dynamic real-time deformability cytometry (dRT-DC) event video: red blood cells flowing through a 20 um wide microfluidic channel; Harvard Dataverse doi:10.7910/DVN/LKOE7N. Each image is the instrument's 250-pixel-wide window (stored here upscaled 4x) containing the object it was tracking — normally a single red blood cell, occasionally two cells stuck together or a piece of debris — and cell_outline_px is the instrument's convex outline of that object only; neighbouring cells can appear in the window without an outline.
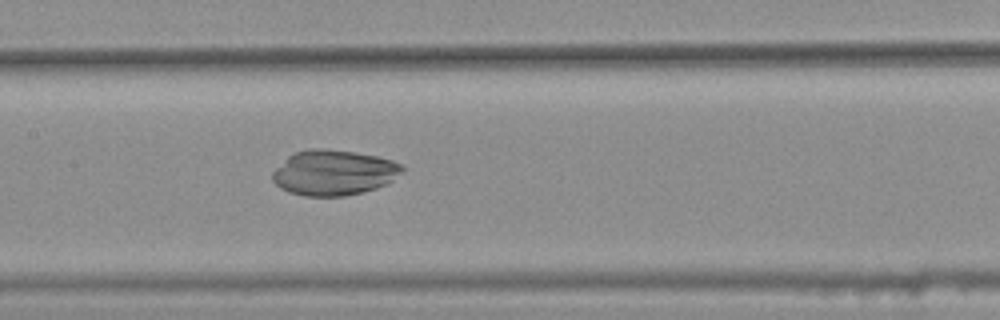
{"species": "common noctule bat (a hibernating species)", "species_latin": "Nyctalus noctula", "temperature_condition": "warm", "stored_images_in_passage": 28, "camera_frame_rate_fps": 3000, "um_per_image_px": 0.085, "animal": {"sex": "female", "body_mass_g": 25.1}, "frame": {"image": 1, "passage_image": 9, "time_ms": 2.667, "image_size_px": [1000, 320], "cell_outline_px": [[404, 172], [388, 184], [376, 188], [344, 196], [304, 196], [288, 192], [280, 188], [272, 180], [272, 172], [288, 156], [296, 152], [308, 148], [324, 148], [356, 152], [376, 156], [392, 160], [400, 164], [404, 168]], "centroid_in_image_um": [28.37, 14.67], "position_along_channel_um": 179.0, "area_um2": 34.45}}
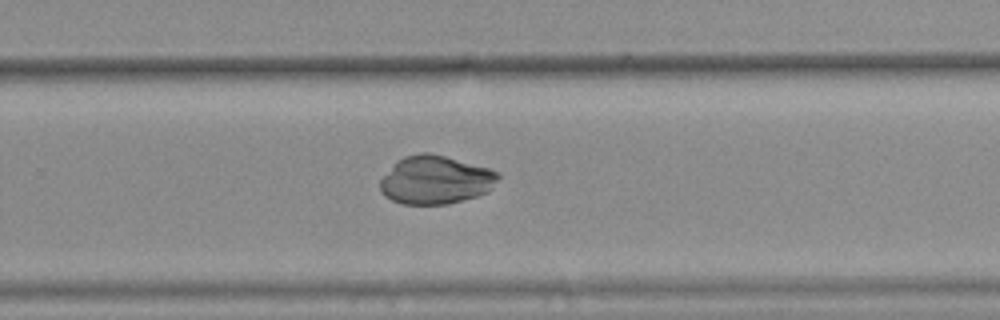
{"frame": {"image": 2, "passage_image": 18, "time_ms": 5.667, "image_size_px": [1000, 320], "cell_outline_px": [[500, 176], [484, 192], [476, 196], [448, 204], [400, 204], [384, 196], [380, 192], [380, 180], [396, 160], [404, 156], [420, 152], [428, 152], [444, 156], [488, 168], [500, 172]], "centroid_in_image_um": [36.95, 15.29], "position_along_channel_um": 292.9, "area_um2": 33.0}}
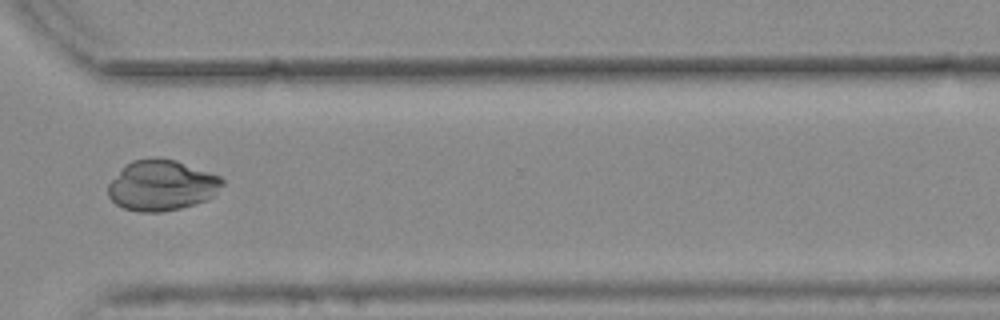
{"frame": {"image": 3, "passage_image": 23, "time_ms": 7.333, "image_size_px": [1000, 320], "cell_outline_px": [[224, 184], [216, 196], [208, 200], [180, 208], [160, 212], [140, 212], [124, 208], [116, 204], [108, 196], [108, 184], [132, 160], [152, 156], [160, 156], [176, 160], [220, 176], [224, 180]], "centroid_in_image_um": [13.79, 15.75], "position_along_channel_um": 356.8, "area_um2": 33.93}}